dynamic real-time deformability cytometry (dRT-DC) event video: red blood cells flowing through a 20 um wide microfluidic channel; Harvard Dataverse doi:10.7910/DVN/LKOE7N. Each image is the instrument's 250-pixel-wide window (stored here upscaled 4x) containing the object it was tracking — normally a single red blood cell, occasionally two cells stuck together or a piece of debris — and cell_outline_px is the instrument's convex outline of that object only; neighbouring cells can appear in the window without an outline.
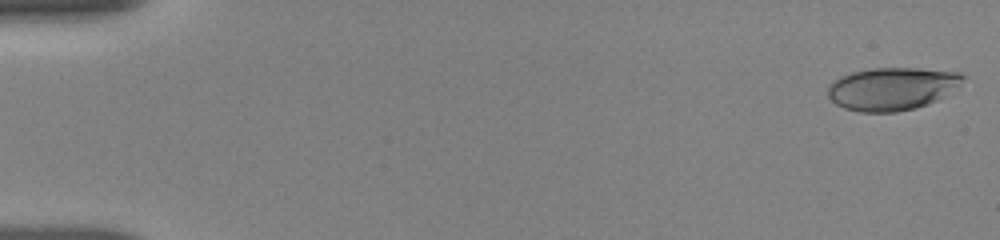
{"species": "human", "species_latin": "Homo sapiens", "temperature_condition": "room temperature", "stored_images_in_passage": 9, "camera_frame_rate_fps": 3000, "um_per_image_px": 0.085, "donor": {"sex": "female"}, "frame": {"image": 1, "passage_image": 1, "time_ms": 0.0, "image_size_px": [1000, 240], "cell_outline_px": [[964, 76], [960, 84], [936, 100], [928, 104], [916, 108], [896, 112], [860, 112], [844, 108], [836, 104], [828, 96], [828, 88], [840, 76], [852, 72], [872, 68], [920, 68], [960, 72]], "centroid_in_image_um": [75.81, 7.54], "position_along_channel_um": 9.2, "area_um2": 33.41}}